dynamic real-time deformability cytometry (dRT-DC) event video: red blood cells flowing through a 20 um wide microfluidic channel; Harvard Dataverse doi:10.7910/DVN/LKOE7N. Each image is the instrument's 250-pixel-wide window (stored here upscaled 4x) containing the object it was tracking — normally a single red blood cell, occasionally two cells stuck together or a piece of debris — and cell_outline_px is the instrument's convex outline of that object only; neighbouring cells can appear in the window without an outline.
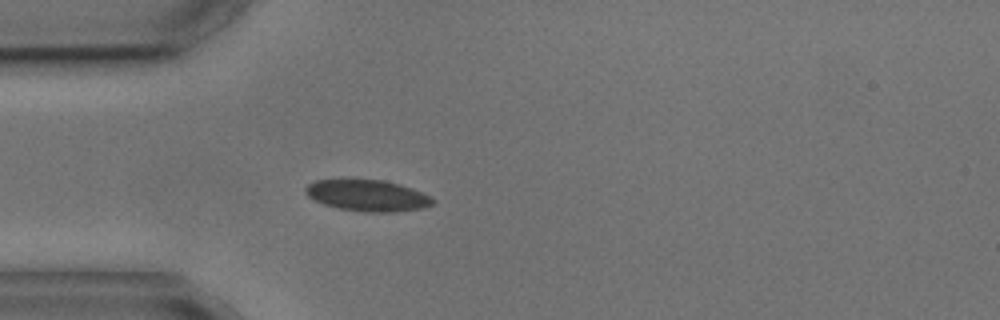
{"species": "common noctule bat (a hibernating species)", "species_latin": "Nyctalus noctula", "temperature_condition": "cold", "stored_images_in_passage": 4, "camera_frame_rate_fps": 3000, "um_per_image_px": 0.085, "animal": {"sex": "male", "body_mass_g": 17.9, "forearm_length_mm": 54.2}, "frame": {"image": 1, "passage_image": 4, "time_ms": 3.667, "image_size_px": [1000, 320], "cell_outline_px": [[436, 200], [432, 204], [424, 208], [396, 212], [368, 212], [340, 208], [324, 204], [308, 196], [304, 192], [304, 188], [308, 184], [316, 180], [344, 176], [384, 180], [400, 184], [412, 188], [432, 196]], "centroid_in_image_um": [31.22, 16.56], "position_along_channel_um": 53.8, "area_um2": 24.16}}